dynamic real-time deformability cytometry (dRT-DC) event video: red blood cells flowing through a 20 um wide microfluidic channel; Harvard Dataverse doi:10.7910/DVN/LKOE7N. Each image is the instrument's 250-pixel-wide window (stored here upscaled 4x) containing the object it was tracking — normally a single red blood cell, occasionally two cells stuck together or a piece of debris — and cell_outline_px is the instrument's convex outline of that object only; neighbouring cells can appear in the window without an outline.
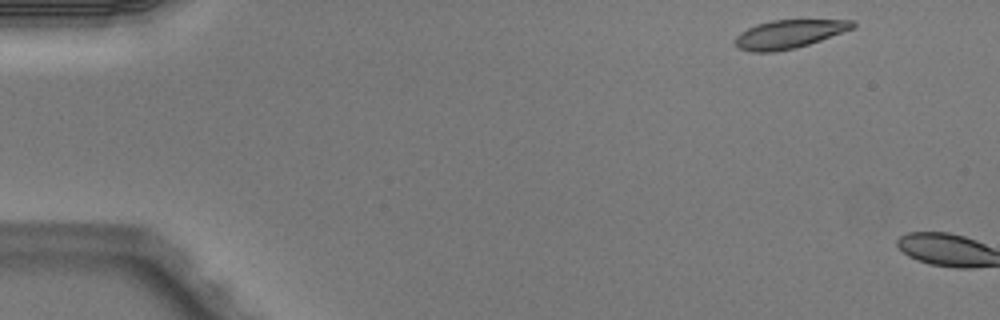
{"species": "Egyptian fruit bat (a non-hibernating species)", "species_latin": "Rousettus aegyptiacus", "temperature_condition": "warm", "stored_images_in_passage": 2, "camera_frame_rate_fps": 3000, "um_per_image_px": 0.085, "animal": {"sex": "male"}, "frame": {"image": 1, "passage_image": 1, "time_ms": 0.0, "image_size_px": [1000, 320], "cell_outline_px": [[856, 28], [796, 48], [776, 52], [752, 52], [736, 48], [736, 36], [740, 32], [756, 24], [772, 20], [856, 20]], "centroid_in_image_um": [67.08, 2.9], "position_along_channel_um": 17.9, "area_um2": 19.59}}